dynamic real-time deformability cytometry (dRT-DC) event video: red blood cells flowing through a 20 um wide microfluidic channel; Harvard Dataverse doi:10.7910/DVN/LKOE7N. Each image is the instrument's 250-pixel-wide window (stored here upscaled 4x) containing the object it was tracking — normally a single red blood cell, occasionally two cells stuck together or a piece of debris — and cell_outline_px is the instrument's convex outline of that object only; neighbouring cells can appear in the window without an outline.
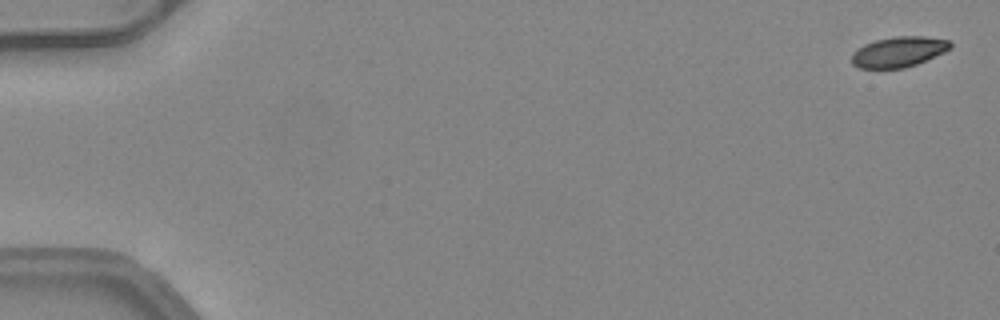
{"species": "common noctule bat (a hibernating species)", "species_latin": "Nyctalus noctula", "temperature_condition": "warm", "stored_images_in_passage": 52, "camera_frame_rate_fps": 3000, "um_per_image_px": 0.085, "animal": {"sex": "female", "body_mass_g": 24.6, "forearm_length_mm": 56.2}, "frame": {"image": 1, "passage_image": 2, "time_ms": 0.333, "image_size_px": [1000, 320], "cell_outline_px": [[952, 48], [944, 52], [916, 64], [904, 68], [860, 68], [852, 64], [852, 52], [856, 48], [864, 44], [876, 40], [896, 36], [924, 36], [948, 40], [952, 44]], "centroid_in_image_um": [76.37, 4.4], "position_along_channel_um": 8.6, "area_um2": 17.46}}
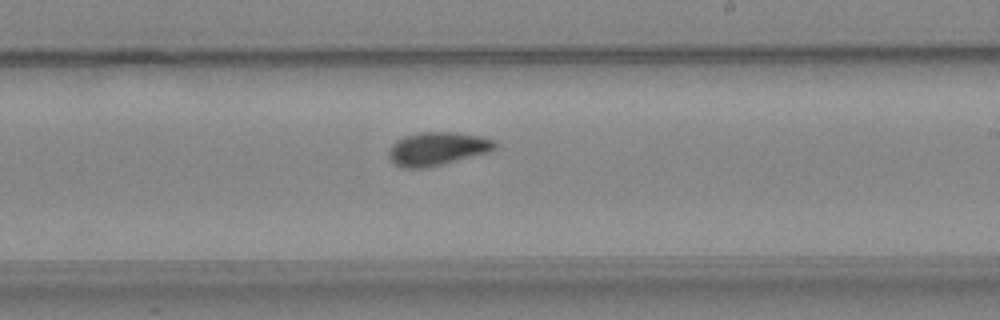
{"frame": {"image": 2, "passage_image": 32, "time_ms": 10.333, "image_size_px": [1000, 320], "cell_outline_px": [[496, 148], [488, 152], [424, 168], [400, 168], [388, 156], [388, 152], [392, 144], [396, 140], [404, 136], [420, 132], [456, 132], [480, 136], [496, 140]], "centroid_in_image_um": [37.15, 12.63], "position_along_channel_um": 251.8, "area_um2": 20.46}}
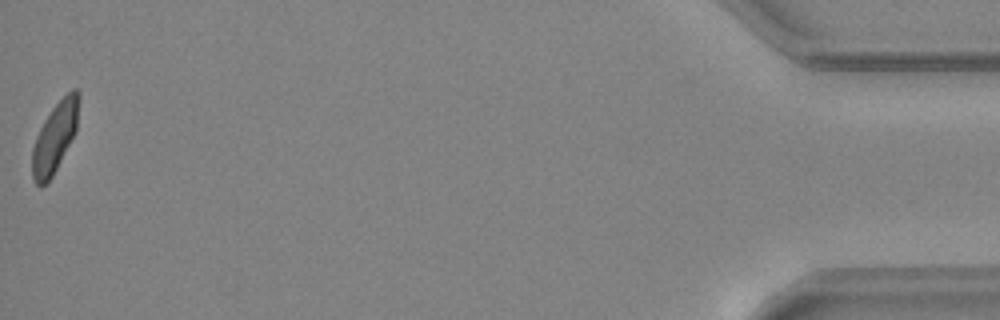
{"frame": {"image": 3, "passage_image": 52, "time_ms": 17.0, "image_size_px": [1000, 320], "cell_outline_px": [[80, 100], [76, 132], [48, 184], [40, 188], [32, 180], [32, 148], [36, 136], [44, 120], [52, 108], [72, 88], [76, 88], [80, 92]], "centroid_in_image_um": [4.67, 11.69], "position_along_channel_um": 430.5, "area_um2": 19.31}, "authors_computed_cell_mechanics": {"area_um2": 19.363, "velocity_mm_per_s": 4.0935, "shape_relaxation_time_tau1_ms": 3.5238, "shape_relaxation_time_tau2_ms": 2.1507, "deformation_change_tau1": 0.1195, "deformation_change_tau2": 0.0541}}